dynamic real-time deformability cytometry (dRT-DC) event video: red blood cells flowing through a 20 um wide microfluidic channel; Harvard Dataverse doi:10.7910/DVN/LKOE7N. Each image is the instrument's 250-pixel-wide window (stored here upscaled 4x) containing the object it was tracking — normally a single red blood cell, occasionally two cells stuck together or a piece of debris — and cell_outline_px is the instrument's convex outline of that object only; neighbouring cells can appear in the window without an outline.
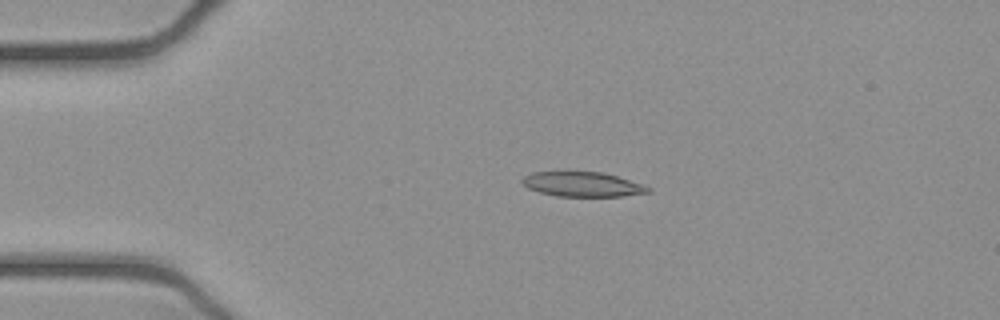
{"species": "common noctule bat (a hibernating species)", "species_latin": "Nyctalus noctula", "temperature_condition": "cold", "stored_images_in_passage": 42, "camera_frame_rate_fps": 3000, "um_per_image_px": 0.085, "animal": {"sex": "female", "body_mass_g": 21.9}, "frame": {"image": 1, "passage_image": 1, "time_ms": 0.0, "image_size_px": [1000, 320], "cell_outline_px": [[652, 192], [624, 196], [556, 196], [540, 192], [528, 188], [520, 180], [524, 176], [532, 172], [564, 168], [604, 172], [652, 188]], "centroid_in_image_um": [49.44, 15.6], "position_along_channel_um": 35.6, "area_um2": 19.02}}
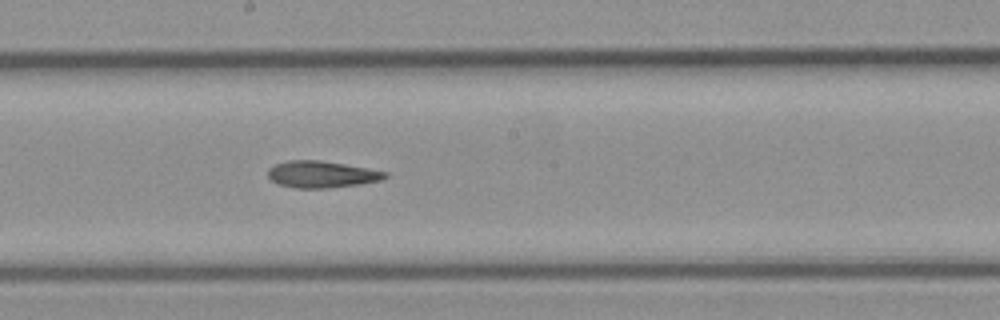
{"frame": {"image": 2, "passage_image": 18, "time_ms": 5.667, "image_size_px": [1000, 320], "cell_outline_px": [[388, 176], [384, 180], [360, 184], [328, 188], [296, 188], [280, 184], [272, 180], [268, 176], [268, 168], [276, 164], [288, 160], [320, 160], [344, 164], [388, 172]], "centroid_in_image_um": [27.37, 14.82], "position_along_channel_um": 220.8, "area_um2": 18.21}}
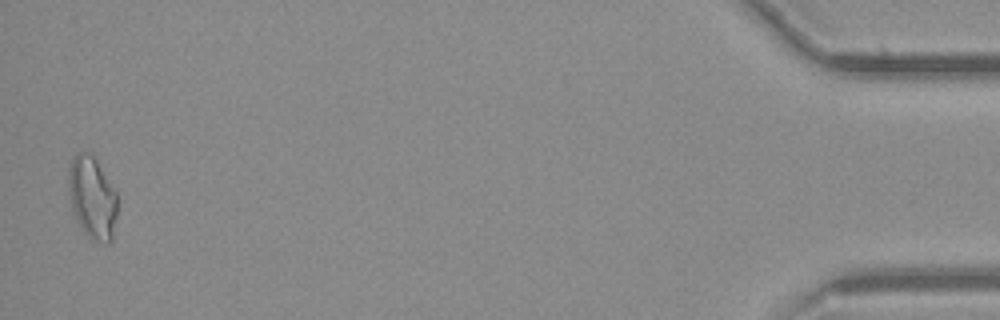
{"frame": {"image": 3, "passage_image": 41, "time_ms": 13.333, "image_size_px": [1000, 320], "cell_outline_px": [[116, 216], [112, 240], [108, 244], [104, 244], [92, 240], [84, 232], [72, 208], [68, 188], [68, 168], [76, 152], [92, 152], [116, 192]], "centroid_in_image_um": [7.84, 16.78], "position_along_channel_um": 427.4, "area_um2": 23.41}, "authors_computed_cell_mechanics": {"area_um2": 19.0162, "velocity_mm_per_s": 3.9384, "shape_relaxation_time_tau1_ms": null, "shape_relaxation_time_tau2_ms": 7.5713, "deformation_change_tau1": null, "deformation_change_tau2": 0.1777}}